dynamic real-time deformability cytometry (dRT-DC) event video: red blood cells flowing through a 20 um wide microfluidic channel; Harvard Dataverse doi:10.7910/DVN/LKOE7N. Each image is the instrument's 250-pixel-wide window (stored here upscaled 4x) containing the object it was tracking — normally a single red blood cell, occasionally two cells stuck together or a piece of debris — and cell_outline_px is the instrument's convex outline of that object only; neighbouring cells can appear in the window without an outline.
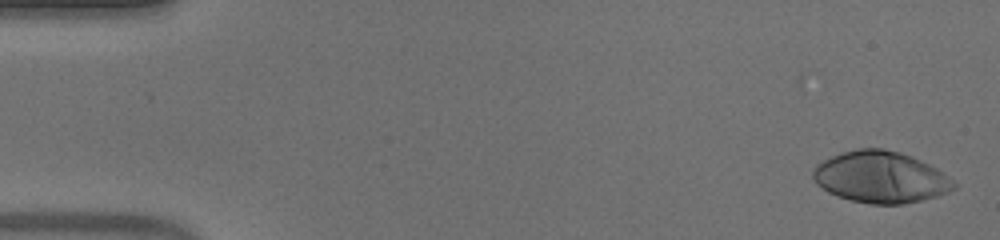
{"species": "human", "species_latin": "Homo sapiens", "temperature_condition": "warm", "stored_images_in_passage": 51, "camera_frame_rate_fps": 3000, "um_per_image_px": 0.085, "donor": {"sex": "male"}, "frame": {"image": 1, "passage_image": 1, "time_ms": 0.0, "image_size_px": [1000, 240], "cell_outline_px": [[956, 188], [948, 192], [936, 196], [904, 204], [868, 204], [836, 196], [828, 192], [816, 184], [812, 176], [812, 172], [816, 164], [840, 152], [856, 148], [884, 148], [900, 152], [912, 156], [944, 172], [956, 184]], "centroid_in_image_um": [74.83, 15.05], "position_along_channel_um": 10.2, "area_um2": 42.48}}
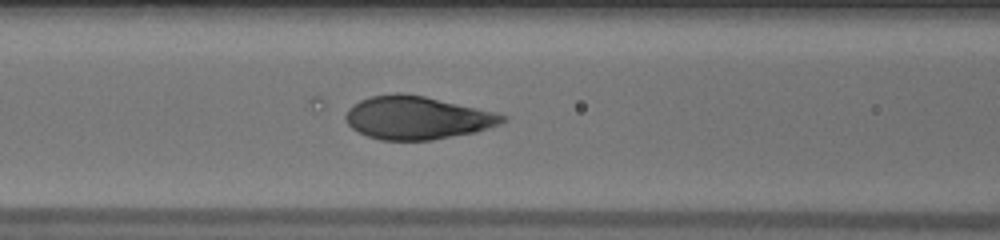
{"frame": {"image": 2, "passage_image": 21, "time_ms": 6.667, "image_size_px": [1000, 240], "cell_outline_px": [[508, 120], [500, 124], [476, 132], [432, 140], [380, 140], [368, 136], [352, 128], [348, 124], [344, 116], [348, 108], [352, 104], [360, 100], [372, 96], [396, 92], [400, 92], [424, 96], [496, 112], [508, 116]], "centroid_in_image_um": [35.46, 10.0], "position_along_channel_um": 131.1, "area_um2": 39.48}}
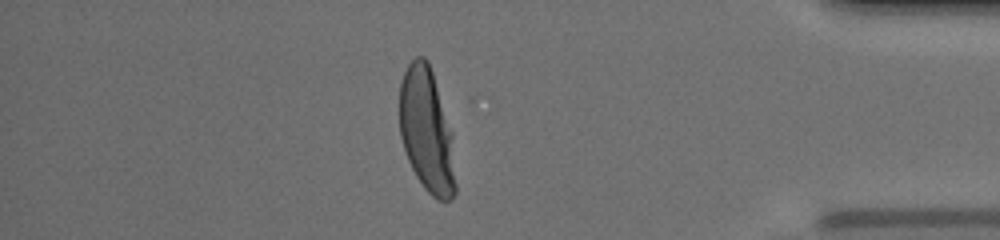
{"frame": {"image": 3, "passage_image": 44, "time_ms": 14.333, "image_size_px": [1000, 240], "cell_outline_px": [[456, 192], [452, 200], [436, 200], [424, 188], [416, 176], [408, 160], [400, 136], [400, 80], [408, 64], [416, 56], [424, 56], [428, 60], [452, 132], [456, 184]], "centroid_in_image_um": [36.28, 11.11], "position_along_channel_um": 398.9, "area_um2": 40.63}, "authors_computed_cell_mechanics": {"area_um2": 40.9224, "velocity_mm_per_s": 3.9412, "shape_relaxation_time_tau1_ms": 4.1976, "shape_relaxation_time_tau2_ms": null, "deformation_change_tau1": 0.2541, "deformation_change_tau2": null}}